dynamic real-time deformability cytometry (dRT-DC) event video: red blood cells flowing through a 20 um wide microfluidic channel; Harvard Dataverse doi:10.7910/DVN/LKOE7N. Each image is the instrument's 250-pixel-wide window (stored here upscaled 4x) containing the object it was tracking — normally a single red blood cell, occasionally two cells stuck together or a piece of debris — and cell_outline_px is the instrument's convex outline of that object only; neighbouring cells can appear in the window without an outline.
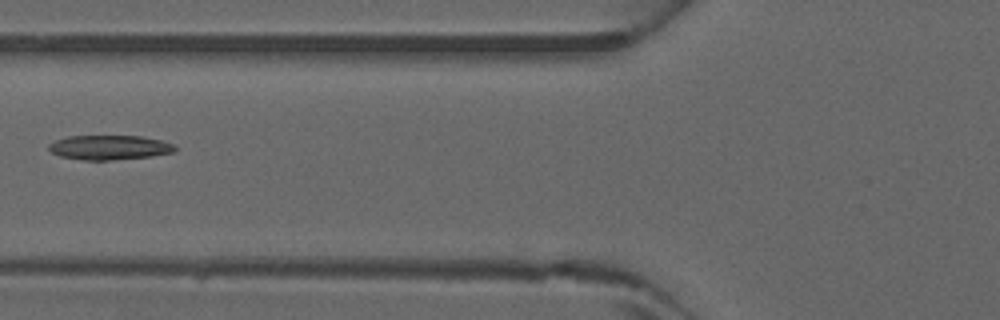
{"species": "common noctule bat (a hibernating species)", "species_latin": "Nyctalus noctula", "temperature_condition": "warm", "stored_images_in_passage": 5, "camera_frame_rate_fps": 3000, "um_per_image_px": 0.085, "animal": {"sex": "male", "forearm_length_mm": 52.5}, "frame": {"image": 1, "passage_image": 5, "time_ms": 1.333, "image_size_px": [1000, 320], "cell_outline_px": [[176, 148], [172, 152], [152, 156], [112, 160], [84, 160], [60, 156], [52, 152], [48, 148], [48, 144], [56, 140], [68, 136], [140, 136], [160, 140], [172, 144]], "centroid_in_image_um": [9.27, 12.53], "position_along_channel_um": 116.5, "area_um2": 17.86}}